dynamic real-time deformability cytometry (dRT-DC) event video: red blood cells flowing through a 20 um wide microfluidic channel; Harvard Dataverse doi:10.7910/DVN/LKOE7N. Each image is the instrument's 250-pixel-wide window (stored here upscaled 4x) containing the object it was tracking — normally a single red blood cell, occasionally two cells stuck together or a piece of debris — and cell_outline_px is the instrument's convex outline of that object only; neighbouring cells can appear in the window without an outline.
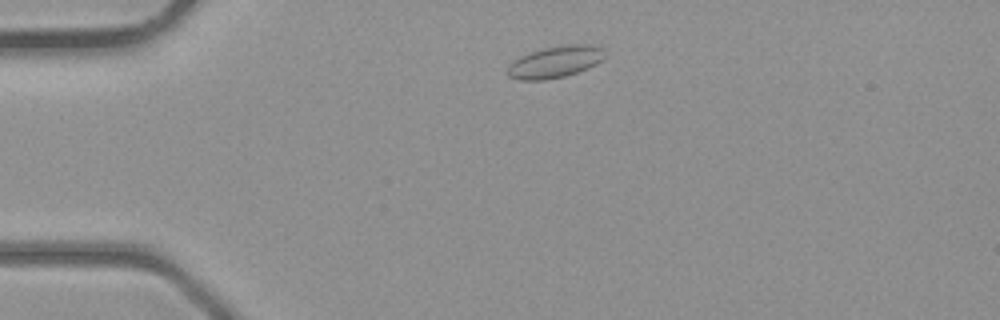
{"species": "common noctule bat (a hibernating species)", "species_latin": "Nyctalus noctula", "temperature_condition": "room temperature", "stored_images_in_passage": 36, "camera_frame_rate_fps": 3000, "um_per_image_px": 0.085, "animal": {"sex": "male", "body_mass_g": 23.1, "forearm_length_mm": 52.7}, "frame": {"image": 1, "passage_image": 4, "time_ms": 1.0, "image_size_px": [1000, 320], "cell_outline_px": [[604, 56], [596, 64], [588, 68], [564, 76], [544, 80], [520, 80], [508, 76], [508, 64], [512, 60], [528, 52], [544, 48], [564, 44], [592, 44], [600, 48]], "centroid_in_image_um": [47.13, 5.25], "position_along_channel_um": 37.9, "area_um2": 17.92}}
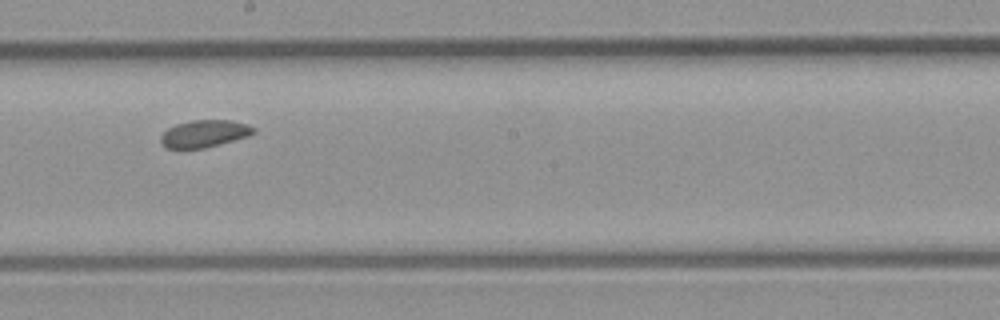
{"frame": {"image": 2, "passage_image": 18, "time_ms": 5.667, "image_size_px": [1000, 320], "cell_outline_px": [[256, 132], [248, 136], [204, 148], [168, 148], [160, 140], [160, 136], [168, 128], [176, 124], [192, 120], [232, 120], [248, 124], [256, 128]], "centroid_in_image_um": [17.4, 11.34], "position_along_channel_um": 230.8, "area_um2": 14.62}}
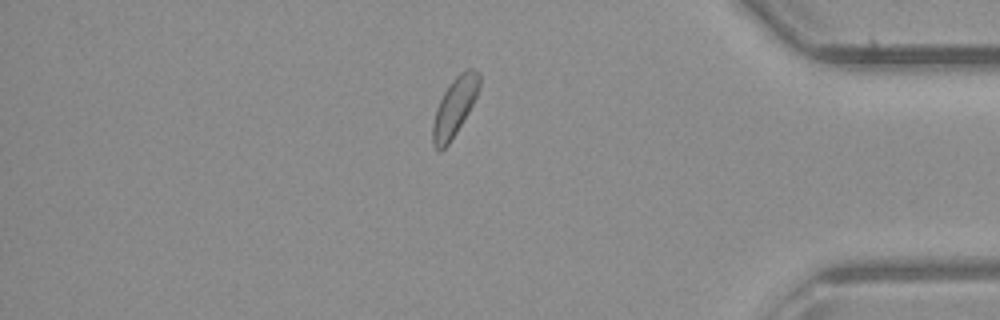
{"frame": {"image": 3, "passage_image": 30, "time_ms": 9.667, "image_size_px": [1000, 320], "cell_outline_px": [[480, 88], [468, 112], [456, 132], [448, 144], [440, 152], [432, 144], [432, 124], [440, 100], [444, 92], [452, 80], [460, 72], [468, 68], [476, 68], [480, 72]], "centroid_in_image_um": [38.65, 9.06], "position_along_channel_um": 396.5, "area_um2": 15.72}}